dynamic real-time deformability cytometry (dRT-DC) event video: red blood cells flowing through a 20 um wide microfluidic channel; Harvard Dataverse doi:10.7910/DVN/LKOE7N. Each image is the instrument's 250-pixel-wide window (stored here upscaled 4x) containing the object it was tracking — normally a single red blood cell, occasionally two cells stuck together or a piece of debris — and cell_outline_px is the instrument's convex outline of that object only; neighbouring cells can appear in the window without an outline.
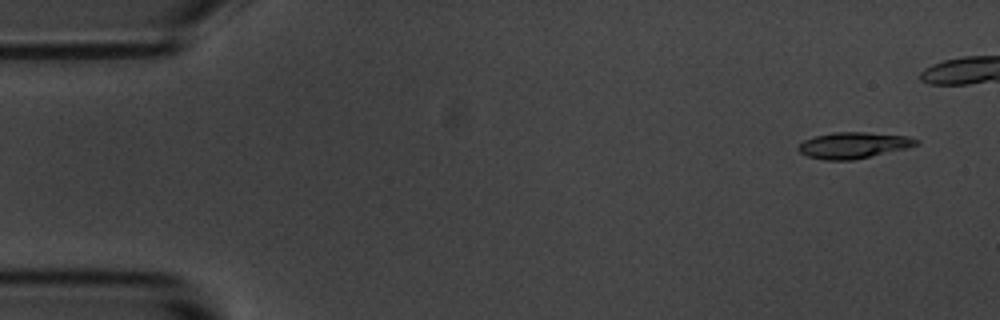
{"species": "common noctule bat (a hibernating species)", "species_latin": "Nyctalus noctula", "temperature_condition": "room temperature", "stored_images_in_passage": 45, "camera_frame_rate_fps": 3000, "um_per_image_px": 0.085, "animal": {"sex": "male", "body_mass_g": 20.1, "forearm_length_mm": 53.5}, "frame": {"image": 1, "passage_image": 3, "time_ms": 0.667, "image_size_px": [1000, 320], "cell_outline_px": [[920, 144], [908, 148], [852, 160], [824, 160], [808, 156], [800, 152], [796, 148], [804, 140], [816, 136], [832, 132], [864, 132], [908, 136], [920, 140]], "centroid_in_image_um": [72.57, 12.34], "position_along_channel_um": 12.4, "area_um2": 17.98}}
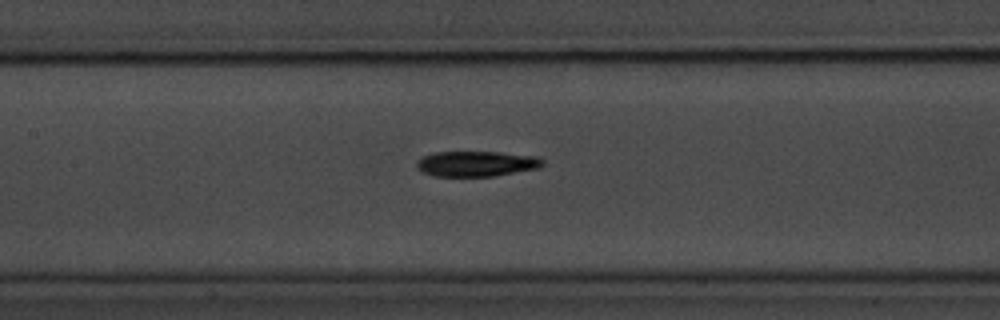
{"frame": {"image": 2, "passage_image": 25, "time_ms": 8.0, "image_size_px": [1000, 320], "cell_outline_px": [[544, 164], [540, 168], [492, 176], [436, 176], [420, 172], [416, 168], [416, 164], [424, 156], [436, 152], [500, 152], [540, 156], [544, 160]], "centroid_in_image_um": [40.54, 13.91], "position_along_channel_um": 166.9, "area_um2": 18.73}}
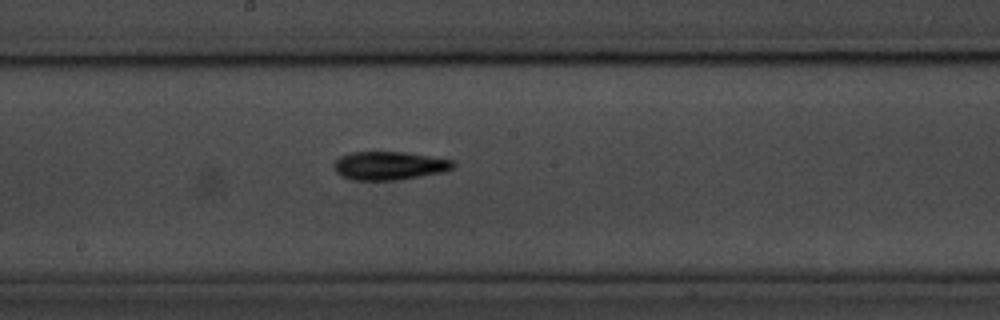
{"frame": {"image": 3, "passage_image": 29, "time_ms": 9.333, "image_size_px": [1000, 320], "cell_outline_px": [[456, 164], [452, 168], [444, 172], [396, 180], [352, 180], [340, 176], [332, 168], [332, 164], [340, 156], [348, 152], [404, 152], [456, 160]], "centroid_in_image_um": [33.06, 14.08], "position_along_channel_um": 215.1, "area_um2": 20.0}}